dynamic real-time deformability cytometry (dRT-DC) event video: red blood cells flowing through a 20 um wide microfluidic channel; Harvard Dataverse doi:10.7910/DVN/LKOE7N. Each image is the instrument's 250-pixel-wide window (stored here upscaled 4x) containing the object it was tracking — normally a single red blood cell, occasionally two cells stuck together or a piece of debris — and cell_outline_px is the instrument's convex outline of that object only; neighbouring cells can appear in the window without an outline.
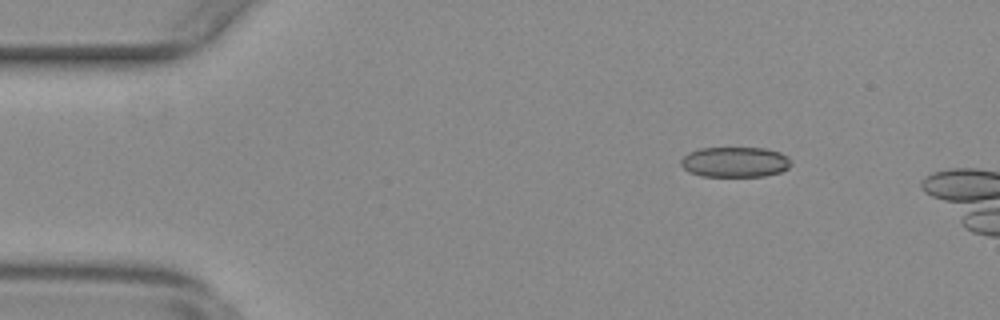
{"species": "common noctule bat (a hibernating species)", "species_latin": "Nyctalus noctula", "temperature_condition": "warm", "stored_images_in_passage": 13, "camera_frame_rate_fps": 3000, "um_per_image_px": 0.085, "animal": {"sex": "female", "body_mass_g": 29.2, "forearm_length_mm": 56.3}, "frame": {"image": 1, "passage_image": 8, "time_ms": 2.333, "image_size_px": [1000, 320], "cell_outline_px": [[792, 164], [788, 168], [780, 172], [764, 176], [700, 176], [688, 172], [680, 164], [680, 160], [688, 152], [700, 148], [764, 148], [780, 152], [788, 156]], "centroid_in_image_um": [62.46, 13.77], "position_along_channel_um": 22.5, "area_um2": 19.59}}